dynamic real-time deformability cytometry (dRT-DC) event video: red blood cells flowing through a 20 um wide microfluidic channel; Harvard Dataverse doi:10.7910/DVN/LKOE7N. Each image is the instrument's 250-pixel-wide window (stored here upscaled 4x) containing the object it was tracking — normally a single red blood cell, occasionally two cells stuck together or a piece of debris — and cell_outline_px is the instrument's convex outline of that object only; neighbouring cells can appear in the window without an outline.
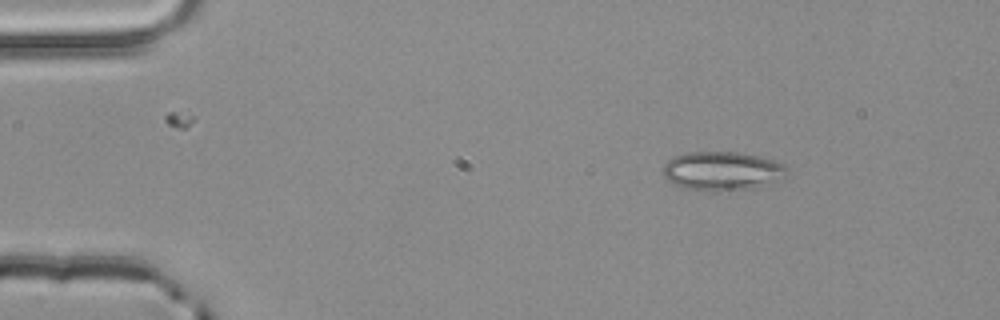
{"species": "common noctule bat (a hibernating species)", "species_latin": "Nyctalus noctula", "temperature_condition": "room temperature", "stored_images_in_passage": 3, "camera_frame_rate_fps": 3000, "um_per_image_px": 0.085, "animal": {"sex": "male", "body_mass_g": 20.4}, "frame": {"image": 1, "passage_image": 1, "time_ms": 0.0, "image_size_px": [1000, 320], "cell_outline_px": [[788, 176], [768, 184], [752, 188], [720, 192], [684, 188], [672, 184], [660, 172], [664, 164], [672, 156], [688, 152], [740, 152], [760, 156], [784, 164], [788, 168]], "centroid_in_image_um": [61.37, 14.54], "position_along_channel_um": 23.6, "area_um2": 28.61}}
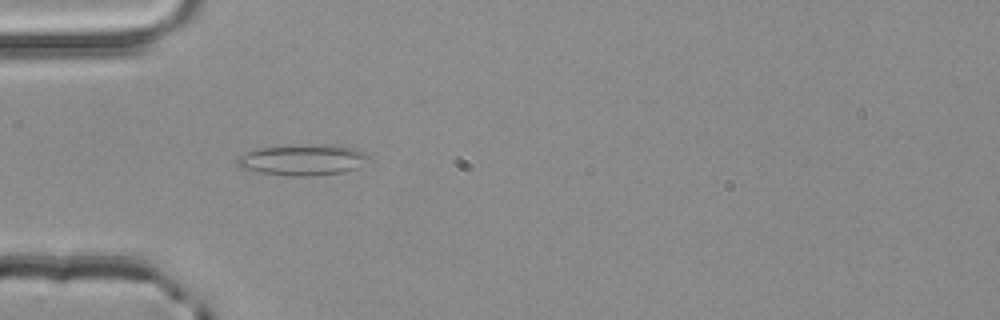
{"frame": {"image": 2, "passage_image": 3, "time_ms": 0.667, "image_size_px": [1000, 320], "cell_outline_px": [[368, 156], [352, 168], [344, 172], [316, 176], [292, 176], [260, 172], [240, 168], [236, 164], [236, 160], [240, 156], [248, 152], [260, 148], [300, 144], [332, 144], [356, 148], [364, 152]], "centroid_in_image_um": [25.67, 13.57], "position_along_channel_um": 59.3, "area_um2": 23.47}}